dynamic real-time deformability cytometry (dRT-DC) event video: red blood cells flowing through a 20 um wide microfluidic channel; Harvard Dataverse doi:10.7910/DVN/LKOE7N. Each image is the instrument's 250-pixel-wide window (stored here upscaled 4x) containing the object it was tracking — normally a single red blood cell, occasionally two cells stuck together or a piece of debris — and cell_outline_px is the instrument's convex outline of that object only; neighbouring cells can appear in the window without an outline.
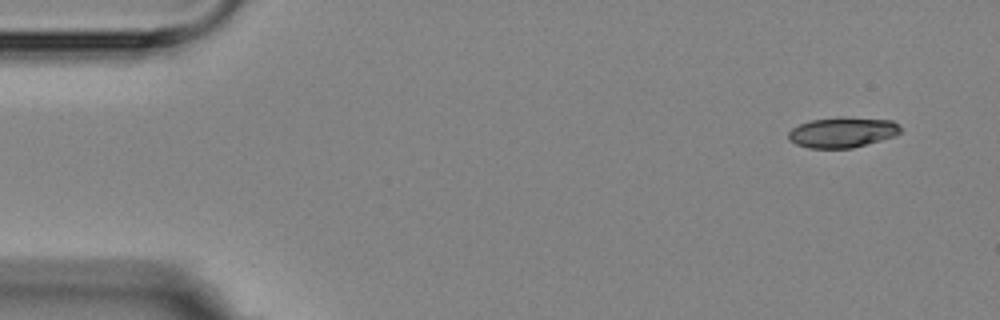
{"species": "Egyptian fruit bat (a non-hibernating species)", "species_latin": "Rousettus aegyptiacus", "temperature_condition": "room temperature", "stored_images_in_passage": 14, "camera_frame_rate_fps": 3000, "um_per_image_px": 0.085, "animal": {"sex": "female"}, "frame": {"image": 1, "passage_image": 1, "time_ms": 0.0, "image_size_px": [1000, 320], "cell_outline_px": [[900, 132], [896, 136], [852, 148], [808, 148], [796, 144], [788, 140], [788, 132], [792, 128], [800, 124], [812, 120], [836, 116], [844, 116], [892, 120], [900, 128]], "centroid_in_image_um": [71.59, 11.24], "position_along_channel_um": 13.4, "area_um2": 20.06}}
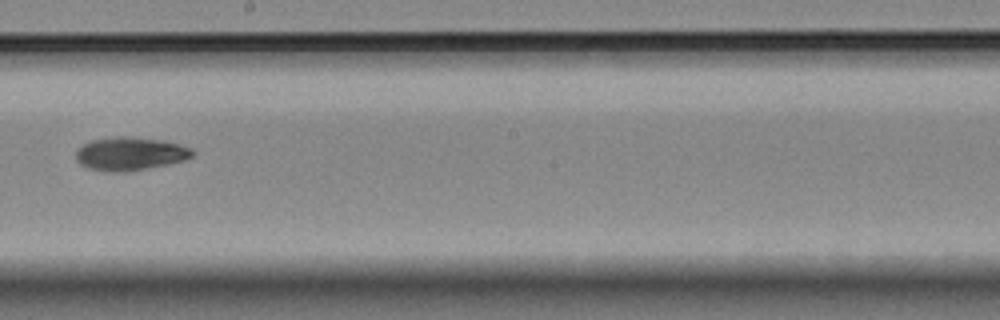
{"frame": {"image": 2, "passage_image": 8, "time_ms": 9.0, "image_size_px": [1000, 320], "cell_outline_px": [[196, 152], [192, 156], [184, 160], [168, 164], [148, 168], [124, 172], [104, 172], [88, 168], [80, 164], [76, 160], [76, 152], [84, 144], [92, 140], [120, 136], [128, 136], [160, 140], [180, 144], [192, 148]], "centroid_in_image_um": [11.07, 13.08], "position_along_channel_um": 237.1, "area_um2": 22.6}}
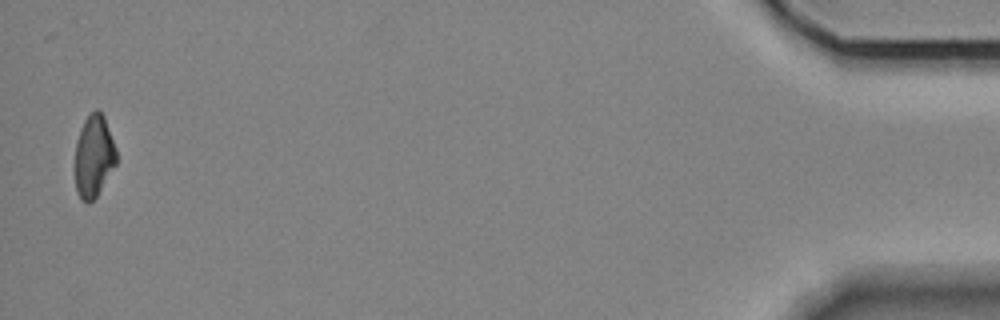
{"frame": {"image": 3, "passage_image": 14, "time_ms": 16.667, "image_size_px": [1000, 320], "cell_outline_px": [[116, 164], [96, 196], [88, 204], [80, 200], [76, 192], [76, 140], [80, 128], [84, 120], [96, 108], [104, 116], [116, 148]], "centroid_in_image_um": [7.97, 13.28], "position_along_channel_um": 427.2, "area_um2": 19.65}, "authors_computed_cell_mechanics": {"area_um2": 21.0681, "velocity_mm_per_s": 3.6575, "shape_relaxation_time_tau1_ms": 3.7346, "shape_relaxation_time_tau2_ms": null, "deformation_change_tau1": 0.1278, "deformation_change_tau2": null}}